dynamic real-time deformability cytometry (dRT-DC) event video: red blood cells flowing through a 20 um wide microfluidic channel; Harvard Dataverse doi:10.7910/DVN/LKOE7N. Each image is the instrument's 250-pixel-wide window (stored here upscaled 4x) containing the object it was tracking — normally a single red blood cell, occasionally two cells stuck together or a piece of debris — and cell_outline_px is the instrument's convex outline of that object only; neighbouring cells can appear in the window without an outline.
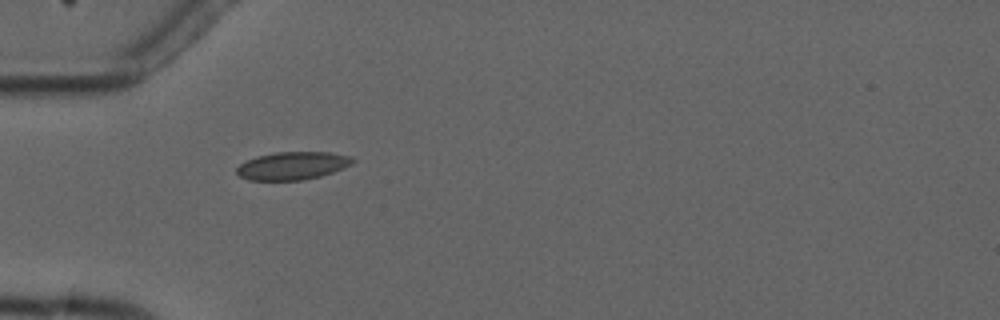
{"species": "common noctule bat (a hibernating species)", "species_latin": "Nyctalus noctula", "temperature_condition": "cold", "stored_images_in_passage": 2, "camera_frame_rate_fps": 3000, "um_per_image_px": 0.085, "animal": {"sex": "male", "forearm_length_mm": 52.5}, "frame": {"image": 1, "passage_image": 1, "time_ms": 0.0, "image_size_px": [1000, 320], "cell_outline_px": [[356, 160], [352, 164], [344, 168], [320, 176], [300, 180], [248, 180], [240, 176], [236, 172], [236, 168], [240, 164], [256, 156], [276, 152], [328, 152], [352, 156]], "centroid_in_image_um": [24.88, 14.08], "position_along_channel_um": 60.1, "area_um2": 18.84}}
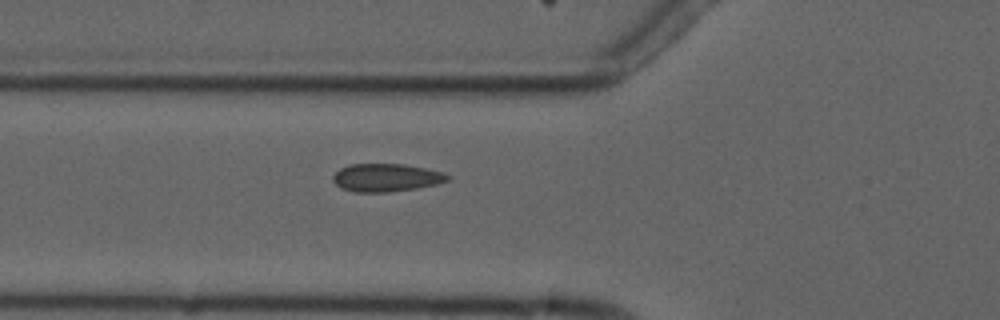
{"frame": {"image": 2, "passage_image": 2, "time_ms": 1.0, "image_size_px": [1000, 320], "cell_outline_px": [[452, 176], [448, 180], [436, 184], [416, 188], [388, 192], [356, 192], [340, 188], [332, 180], [332, 176], [340, 168], [348, 164], [404, 164], [444, 172]], "centroid_in_image_um": [32.81, 15.09], "position_along_channel_um": 93.0, "area_um2": 18.73}}